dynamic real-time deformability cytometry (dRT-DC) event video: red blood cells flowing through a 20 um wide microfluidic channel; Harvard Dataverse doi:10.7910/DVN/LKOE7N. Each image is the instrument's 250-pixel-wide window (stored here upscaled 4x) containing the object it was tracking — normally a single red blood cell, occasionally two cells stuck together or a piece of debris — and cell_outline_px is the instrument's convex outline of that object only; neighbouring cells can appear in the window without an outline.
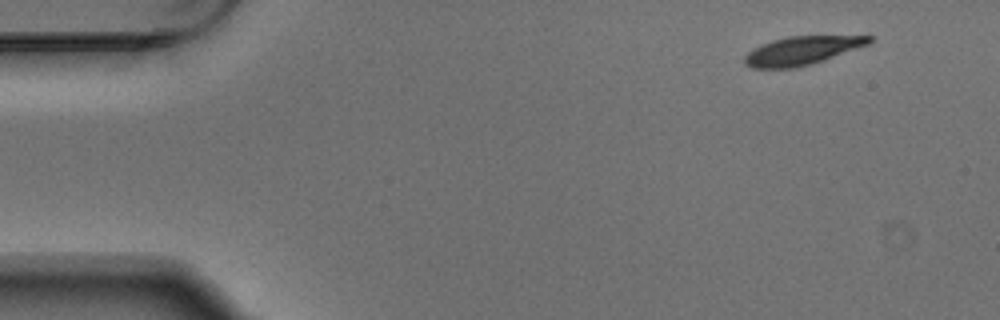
{"species": "Egyptian fruit bat (a non-hibernating species)", "species_latin": "Rousettus aegyptiacus", "temperature_condition": "warm", "stored_images_in_passage": 4, "camera_frame_rate_fps": 3000, "um_per_image_px": 0.085, "animal": {"sex": "male"}, "frame": {"image": 1, "passage_image": 1, "time_ms": 0.0, "image_size_px": [1000, 320], "cell_outline_px": [[872, 40], [868, 44], [824, 60], [812, 64], [792, 68], [752, 68], [744, 64], [744, 56], [752, 48], [760, 44], [772, 40], [788, 36], [872, 36]], "centroid_in_image_um": [68.1, 4.3], "position_along_channel_um": 16.9, "area_um2": 20.58}}
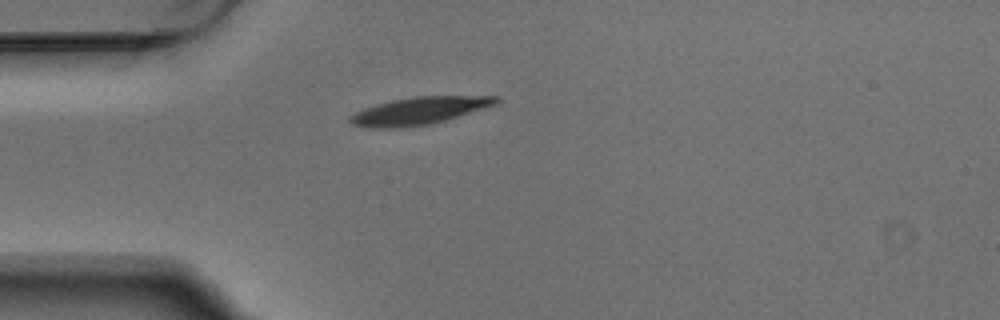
{"frame": {"image": 2, "passage_image": 3, "time_ms": 0.667, "image_size_px": [1000, 320], "cell_outline_px": [[500, 100], [496, 104], [484, 108], [444, 120], [428, 124], [392, 128], [372, 128], [352, 124], [348, 120], [348, 116], [364, 108], [376, 104], [392, 100], [416, 96], [500, 96]], "centroid_in_image_um": [35.61, 9.4], "position_along_channel_um": 49.4, "area_um2": 23.0}}